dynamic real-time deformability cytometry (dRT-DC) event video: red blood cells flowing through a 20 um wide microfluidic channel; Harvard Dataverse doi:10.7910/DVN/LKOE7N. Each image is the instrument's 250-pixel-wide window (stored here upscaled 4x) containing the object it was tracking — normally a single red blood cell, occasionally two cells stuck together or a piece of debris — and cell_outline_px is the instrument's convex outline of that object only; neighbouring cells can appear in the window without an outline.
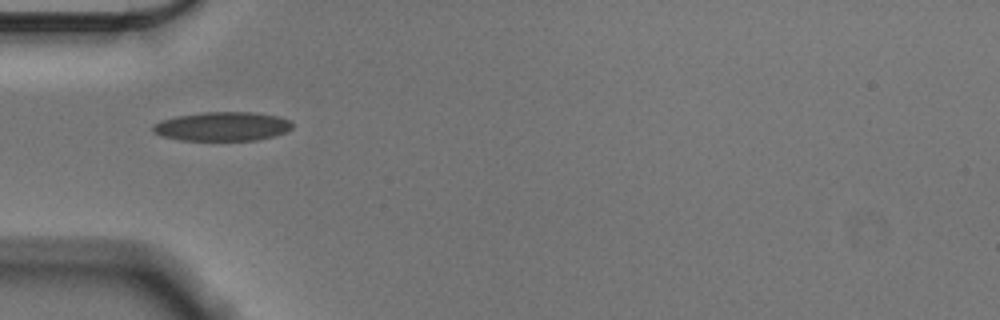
{"species": "Egyptian fruit bat (a non-hibernating species)", "species_latin": "Rousettus aegyptiacus", "temperature_condition": "cold", "stored_images_in_passage": 39, "camera_frame_rate_fps": 3000, "um_per_image_px": 0.085, "animal": {"sex": "male"}, "frame": {"image": 1, "passage_image": 1, "time_ms": 0.0, "image_size_px": [1000, 320], "cell_outline_px": [[292, 128], [284, 132], [272, 136], [256, 140], [180, 140], [160, 136], [152, 132], [152, 124], [160, 120], [176, 116], [200, 112], [252, 112], [280, 116], [292, 120]], "centroid_in_image_um": [18.86, 10.73], "position_along_channel_um": 66.1, "area_um2": 23.81}}
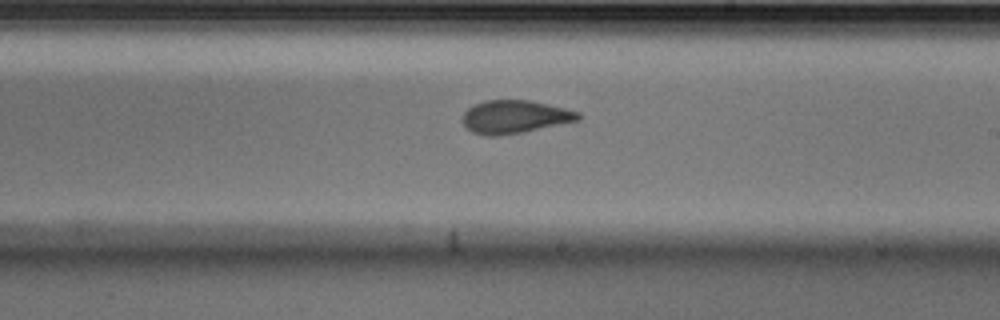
{"frame": {"image": 2, "passage_image": 16, "time_ms": 5.0, "image_size_px": [1000, 320], "cell_outline_px": [[580, 120], [500, 136], [484, 136], [472, 132], [464, 124], [464, 112], [468, 108], [484, 100], [528, 100], [564, 108], [580, 112]], "centroid_in_image_um": [43.74, 9.93], "position_along_channel_um": 245.3, "area_um2": 21.96}}
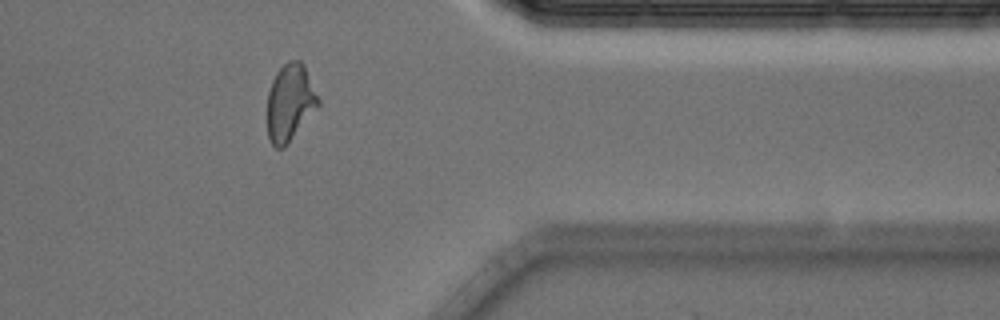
{"frame": {"image": 3, "passage_image": 29, "time_ms": 9.333, "image_size_px": [1000, 320], "cell_outline_px": [[320, 104], [288, 144], [284, 148], [276, 148], [268, 140], [268, 92], [272, 80], [276, 72], [288, 60], [300, 60], [304, 64], [320, 100]], "centroid_in_image_um": [24.65, 8.72], "position_along_channel_um": 386.7, "area_um2": 22.89}, "authors_computed_cell_mechanics": {"area_um2": 22.5998, "velocity_mm_per_s": 3.5744, "shape_relaxation_time_tau1_ms": 6.1775, "shape_relaxation_time_tau2_ms": 1.5519, "deformation_change_tau1": 0.1603, "deformation_change_tau2": 0.0863}}